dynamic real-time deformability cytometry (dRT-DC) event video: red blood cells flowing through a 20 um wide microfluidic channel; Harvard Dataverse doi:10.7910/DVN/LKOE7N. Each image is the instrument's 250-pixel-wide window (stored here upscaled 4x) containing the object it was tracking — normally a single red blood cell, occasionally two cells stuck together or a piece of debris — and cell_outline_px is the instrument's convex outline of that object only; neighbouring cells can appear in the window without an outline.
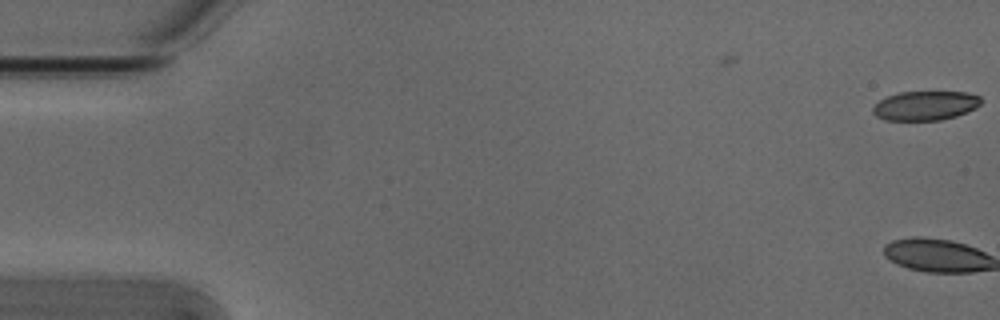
{"species": "Egyptian fruit bat (a non-hibernating species)", "species_latin": "Rousettus aegyptiacus", "temperature_condition": "cold", "stored_images_in_passage": 5, "camera_frame_rate_fps": 3000, "um_per_image_px": 0.085, "animal": {"sex": "male"}, "frame": {"image": 1, "passage_image": 5, "time_ms": 1.333, "image_size_px": [1000, 320], "cell_outline_px": [[984, 100], [976, 108], [956, 116], [940, 120], [884, 120], [876, 116], [872, 112], [872, 108], [880, 100], [888, 96], [900, 92], [968, 92], [980, 96]], "centroid_in_image_um": [78.68, 8.98], "position_along_channel_um": 6.3, "area_um2": 18.5}}